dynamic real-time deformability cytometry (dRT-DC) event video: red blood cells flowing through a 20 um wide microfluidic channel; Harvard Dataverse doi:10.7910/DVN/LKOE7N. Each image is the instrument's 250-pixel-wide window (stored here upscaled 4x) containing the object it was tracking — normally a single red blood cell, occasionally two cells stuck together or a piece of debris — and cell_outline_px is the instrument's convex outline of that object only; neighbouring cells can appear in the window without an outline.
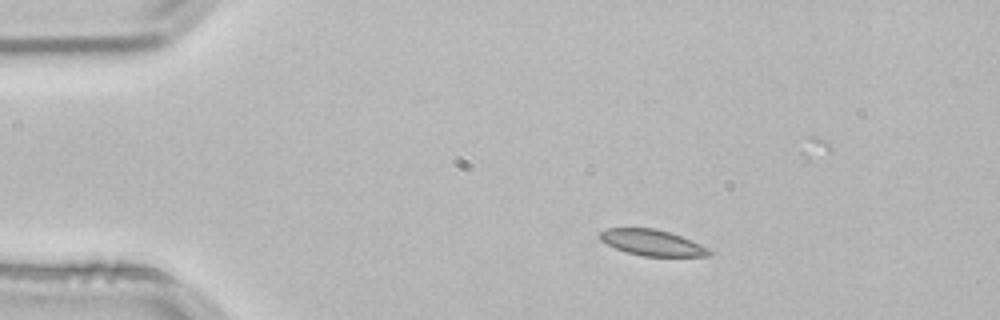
{"species": "common noctule bat (a hibernating species)", "species_latin": "Nyctalus noctula", "temperature_condition": "room temperature", "stored_images_in_passage": 2, "camera_frame_rate_fps": 3000, "um_per_image_px": 0.085, "animal": {"sex": "male", "body_mass_g": 21.5, "forearm_length_mm": 52.0}, "frame": {"image": 1, "passage_image": 1, "time_ms": 0.0, "image_size_px": [1000, 320], "cell_outline_px": [[716, 252], [708, 256], [644, 256], [628, 252], [616, 248], [600, 240], [600, 232], [608, 228], [656, 228], [680, 236], [700, 244]], "centroid_in_image_um": [55.47, 20.63], "position_along_channel_um": 29.5, "area_um2": 16.36}}